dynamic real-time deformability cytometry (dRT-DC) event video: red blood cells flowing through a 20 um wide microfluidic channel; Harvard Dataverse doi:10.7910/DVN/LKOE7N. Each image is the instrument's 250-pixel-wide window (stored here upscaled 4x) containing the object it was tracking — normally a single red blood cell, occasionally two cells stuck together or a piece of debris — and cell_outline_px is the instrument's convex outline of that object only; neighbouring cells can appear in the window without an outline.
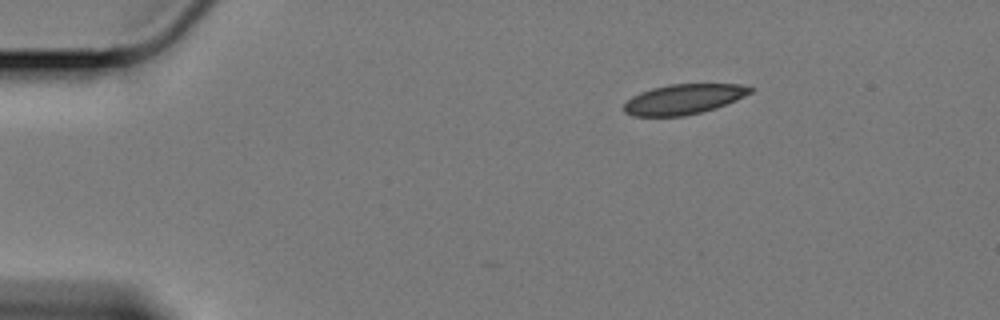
{"species": "Egyptian fruit bat (a non-hibernating species)", "species_latin": "Rousettus aegyptiacus", "temperature_condition": "cold", "stored_images_in_passage": 42, "camera_frame_rate_fps": 3000, "um_per_image_px": 0.085, "animal": {"sex": "female"}, "frame": {"image": 1, "passage_image": 1, "time_ms": 0.0, "image_size_px": [1000, 320], "cell_outline_px": [[752, 92], [736, 100], [716, 108], [684, 116], [632, 116], [624, 112], [624, 104], [632, 96], [640, 92], [652, 88], [668, 84], [740, 84], [752, 88]], "centroid_in_image_um": [58.09, 8.43], "position_along_channel_um": 26.9, "area_um2": 22.08}}
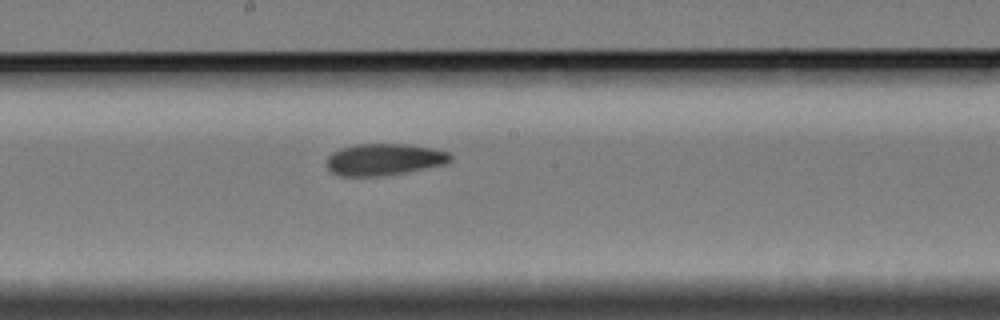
{"frame": {"image": 2, "passage_image": 24, "time_ms": 7.667, "image_size_px": [1000, 320], "cell_outline_px": [[452, 160], [444, 164], [384, 176], [340, 176], [332, 172], [328, 168], [328, 156], [332, 152], [340, 148], [356, 144], [408, 144], [432, 148], [448, 152], [452, 156]], "centroid_in_image_um": [32.64, 13.55], "position_along_channel_um": 215.6, "area_um2": 22.77}}
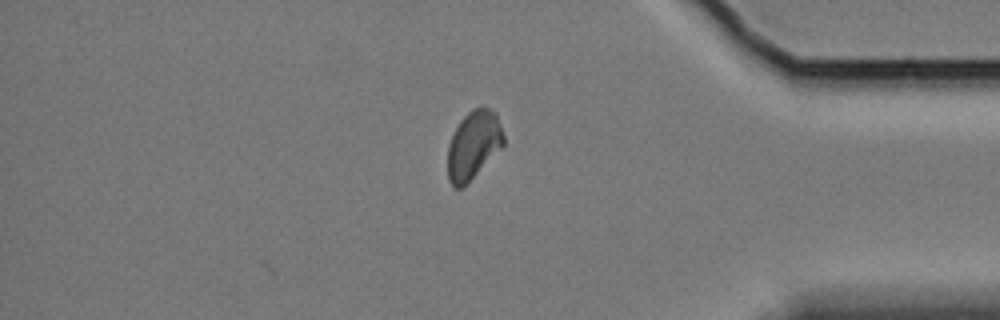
{"frame": {"image": 3, "passage_image": 42, "time_ms": 13.667, "image_size_px": [1000, 320], "cell_outline_px": [[504, 144], [460, 188], [456, 188], [448, 180], [448, 144], [460, 120], [472, 108], [488, 108], [496, 112], [504, 136]], "centroid_in_image_um": [40.23, 12.27], "position_along_channel_um": 395.0, "area_um2": 21.5}, "authors_computed_cell_mechanics": {"area_um2": 22.8021, "velocity_mm_per_s": 3.3647, "shape_relaxation_time_tau1_ms": null, "shape_relaxation_time_tau2_ms": 5.7925, "deformation_change_tau1": null, "deformation_change_tau2": 0.1029}}